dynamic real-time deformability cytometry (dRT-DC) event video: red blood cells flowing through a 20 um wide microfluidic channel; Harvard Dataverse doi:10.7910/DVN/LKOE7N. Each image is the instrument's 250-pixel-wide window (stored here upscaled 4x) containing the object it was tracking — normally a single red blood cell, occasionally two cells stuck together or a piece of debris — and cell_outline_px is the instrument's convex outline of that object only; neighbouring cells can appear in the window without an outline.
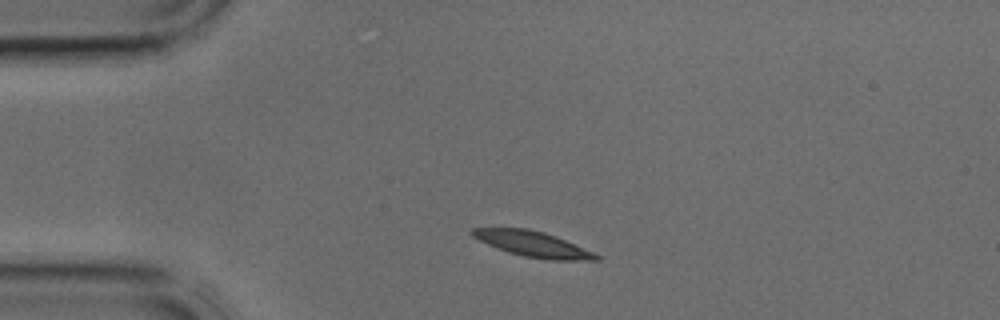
{"species": "common noctule bat (a hibernating species)", "species_latin": "Nyctalus noctula", "temperature_condition": "cold", "stored_images_in_passage": 2, "camera_frame_rate_fps": 3000, "um_per_image_px": 0.085, "animal": {"sex": "male", "body_mass_g": 17.9, "forearm_length_mm": 54.2}, "frame": {"image": 1, "passage_image": 1, "time_ms": 0.0, "image_size_px": [1000, 320], "cell_outline_px": [[600, 260], [548, 260], [524, 256], [508, 252], [488, 244], [472, 236], [468, 232], [472, 228], [528, 228], [544, 232], [556, 236], [592, 252], [600, 256]], "centroid_in_image_um": [45.27, 20.74], "position_along_channel_um": 39.7, "area_um2": 18.21}}